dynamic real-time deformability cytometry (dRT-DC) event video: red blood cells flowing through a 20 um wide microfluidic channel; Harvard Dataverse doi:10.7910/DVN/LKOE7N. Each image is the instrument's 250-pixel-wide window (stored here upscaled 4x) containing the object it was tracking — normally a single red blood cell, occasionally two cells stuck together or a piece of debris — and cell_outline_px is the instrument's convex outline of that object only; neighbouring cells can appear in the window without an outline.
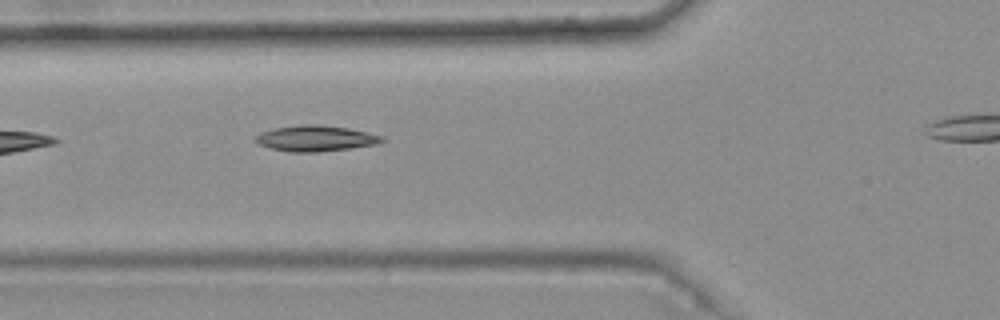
{"species": "common noctule bat (a hibernating species)", "species_latin": "Nyctalus noctula", "temperature_condition": "warm", "stored_images_in_passage": 4, "segment_of_instrument_passage": [1, 2], "camera_frame_rate_fps": 3000, "um_per_image_px": 0.085, "animal": {"sex": "female", "body_mass_g": 25.1}, "frame": {"image": 1, "passage_image": 3, "time_ms": 0.667, "image_size_px": [1000, 320], "cell_outline_px": [[388, 140], [376, 144], [352, 148], [316, 152], [288, 152], [272, 148], [260, 144], [252, 140], [260, 132], [276, 128], [304, 124], [316, 124], [348, 128], [368, 132], [384, 136]], "centroid_in_image_um": [26.87, 11.76], "position_along_channel_um": 98.9, "area_um2": 19.07}}